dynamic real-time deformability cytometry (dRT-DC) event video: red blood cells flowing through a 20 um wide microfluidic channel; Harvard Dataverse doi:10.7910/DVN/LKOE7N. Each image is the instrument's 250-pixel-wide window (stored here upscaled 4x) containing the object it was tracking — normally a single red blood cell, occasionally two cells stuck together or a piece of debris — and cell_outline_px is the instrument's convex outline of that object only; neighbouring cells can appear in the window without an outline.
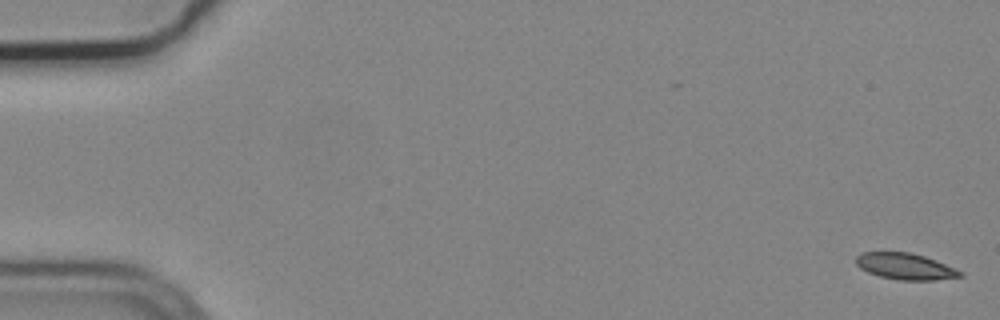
{"species": "common noctule bat (a hibernating species)", "species_latin": "Nyctalus noctula", "temperature_condition": "cold", "stored_images_in_passage": 5, "camera_frame_rate_fps": 3000, "um_per_image_px": 0.085, "animal": {"sex": "male", "body_mass_g": 19.2, "forearm_length_mm": 51.8}, "frame": {"image": 1, "passage_image": 1, "time_ms": 0.0, "image_size_px": [1000, 320], "cell_outline_px": [[964, 276], [936, 280], [900, 280], [880, 276], [868, 272], [860, 268], [856, 264], [856, 256], [860, 252], [912, 252], [936, 260], [956, 268], [964, 272]], "centroid_in_image_um": [76.98, 22.64], "position_along_channel_um": 8.0, "area_um2": 16.13}}
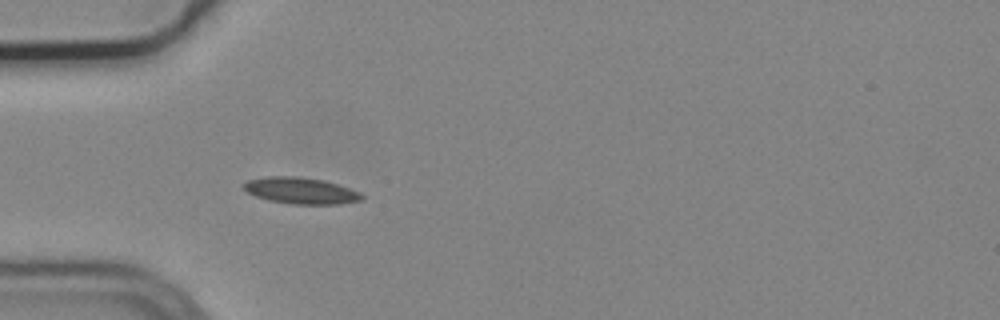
{"frame": {"image": 2, "passage_image": 5, "time_ms": 1.333, "image_size_px": [1000, 320], "cell_outline_px": [[364, 196], [360, 200], [340, 204], [292, 204], [268, 200], [256, 196], [248, 192], [244, 188], [244, 184], [248, 180], [268, 176], [296, 176], [324, 180], [360, 192]], "centroid_in_image_um": [25.57, 16.2], "position_along_channel_um": 59.4, "area_um2": 17.98}}